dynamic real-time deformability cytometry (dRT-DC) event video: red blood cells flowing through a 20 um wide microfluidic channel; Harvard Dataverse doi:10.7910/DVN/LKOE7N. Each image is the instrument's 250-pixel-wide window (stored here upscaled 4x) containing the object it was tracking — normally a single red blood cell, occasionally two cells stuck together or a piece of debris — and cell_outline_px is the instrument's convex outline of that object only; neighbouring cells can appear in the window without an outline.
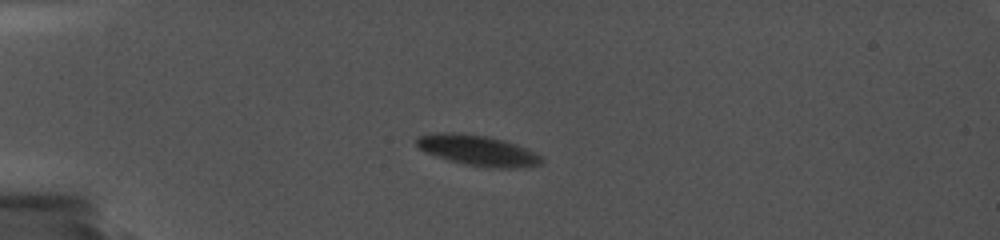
{"species": "common noctule bat (a hibernating species)", "species_latin": "Nyctalus noctula", "temperature_condition": "cold", "stored_images_in_passage": 49, "camera_frame_rate_fps": 5000, "um_per_image_px": 0.085, "animal": {"sex": "female", "body_mass_g": 19.0, "forearm_length_mm": 56.7}, "frame": {"image": 1, "passage_image": 12, "time_ms": 4.4, "image_size_px": [1000, 240], "cell_outline_px": [[544, 160], [540, 164], [512, 168], [484, 168], [464, 164], [448, 160], [428, 152], [420, 148], [416, 144], [416, 140], [420, 136], [440, 132], [452, 132], [484, 136], [504, 140], [524, 148], [540, 156]], "centroid_in_image_um": [40.6, 12.8], "position_along_channel_um": 44.4, "area_um2": 21.73}}
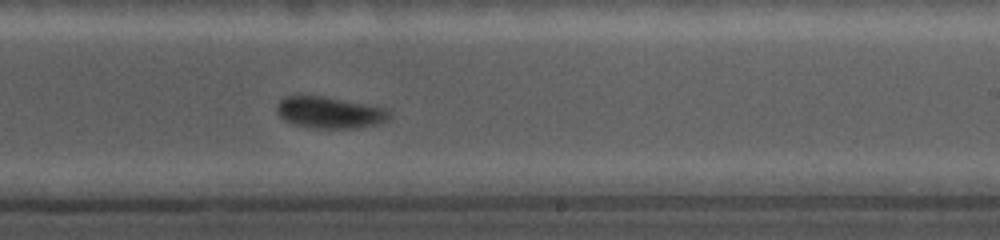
{"frame": {"image": 2, "passage_image": 35, "time_ms": 11.4, "image_size_px": [1000, 240], "cell_outline_px": [[388, 116], [384, 120], [376, 124], [352, 128], [312, 128], [292, 124], [284, 120], [276, 112], [276, 104], [284, 96], [324, 96], [384, 108], [388, 112]], "centroid_in_image_um": [27.9, 9.56], "position_along_channel_um": 261.1, "area_um2": 20.35}}
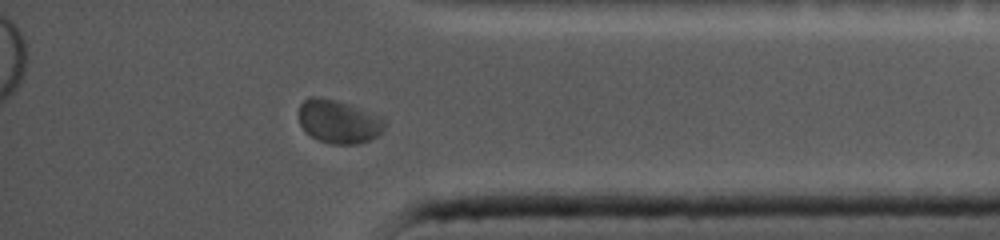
{"frame": {"image": 3, "passage_image": 45, "time_ms": 15.4, "image_size_px": [1000, 240], "cell_outline_px": [[384, 128], [376, 136], [360, 144], [332, 144], [320, 140], [304, 132], [300, 124], [300, 104], [308, 96], [320, 96], [336, 100], [384, 116]], "centroid_in_image_um": [28.78, 10.32], "position_along_channel_um": 406.4, "area_um2": 21.79}}